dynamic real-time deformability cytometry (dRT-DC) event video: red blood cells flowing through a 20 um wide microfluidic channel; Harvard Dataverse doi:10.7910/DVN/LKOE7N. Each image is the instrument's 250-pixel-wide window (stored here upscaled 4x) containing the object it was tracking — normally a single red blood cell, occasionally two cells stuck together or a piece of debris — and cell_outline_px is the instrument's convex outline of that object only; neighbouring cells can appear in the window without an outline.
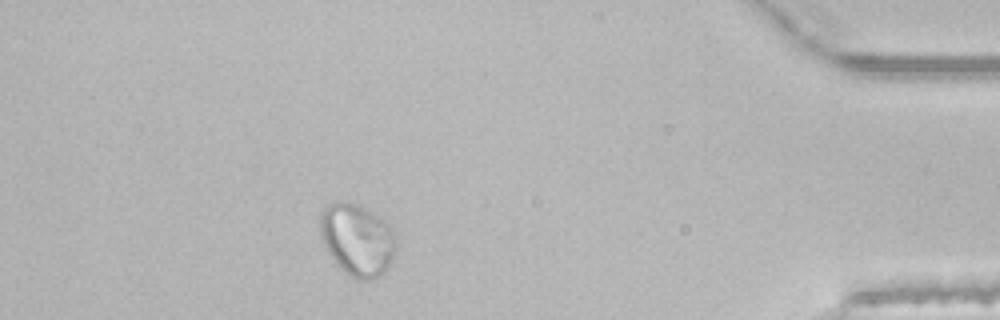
{"species": "common noctule bat (a hibernating species)", "species_latin": "Nyctalus noctula", "temperature_condition": "room temperature", "stored_images_in_passage": 41, "segment_of_instrument_passage": [2, 2], "camera_frame_rate_fps": 3000, "um_per_image_px": 0.085, "animal": {"sex": "male", "body_mass_g": 21.5, "forearm_length_mm": 52.0}, "frame": {"image": 1, "passage_image": 36, "time_ms": 11.667, "image_size_px": [1000, 320], "cell_outline_px": [[396, 248], [392, 260], [388, 268], [380, 276], [372, 280], [356, 280], [340, 268], [336, 264], [328, 252], [320, 236], [320, 216], [324, 208], [328, 204], [336, 200], [348, 200], [368, 208], [376, 212], [388, 220], [392, 224], [396, 232]], "centroid_in_image_um": [30.41, 20.33], "position_along_channel_um": 404.8, "area_um2": 33.06}}